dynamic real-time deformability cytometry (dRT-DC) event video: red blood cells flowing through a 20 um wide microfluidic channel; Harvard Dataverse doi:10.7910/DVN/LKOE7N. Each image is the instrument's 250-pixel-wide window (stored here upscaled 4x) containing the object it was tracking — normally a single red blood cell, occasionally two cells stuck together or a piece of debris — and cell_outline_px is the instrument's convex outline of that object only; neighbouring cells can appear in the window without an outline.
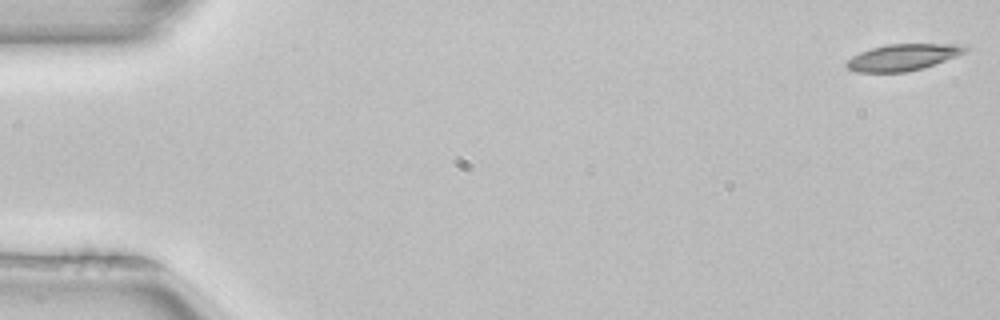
{"species": "common noctule bat (a hibernating species)", "species_latin": "Nyctalus noctula", "temperature_condition": "room temperature", "stored_images_in_passage": 16, "camera_frame_rate_fps": 3000, "um_per_image_px": 0.085, "animal": {"sex": "female", "body_mass_g": 22.7, "forearm_length_mm": 54.2}, "frame": {"image": 1, "passage_image": 1, "time_ms": 0.0, "image_size_px": [1000, 320], "cell_outline_px": [[968, 48], [964, 52], [956, 56], [920, 68], [904, 72], [856, 72], [848, 68], [844, 64], [852, 56], [860, 52], [872, 48], [888, 44], [960, 44]], "centroid_in_image_um": [76.69, 4.86], "position_along_channel_um": 8.3, "area_um2": 17.92}}